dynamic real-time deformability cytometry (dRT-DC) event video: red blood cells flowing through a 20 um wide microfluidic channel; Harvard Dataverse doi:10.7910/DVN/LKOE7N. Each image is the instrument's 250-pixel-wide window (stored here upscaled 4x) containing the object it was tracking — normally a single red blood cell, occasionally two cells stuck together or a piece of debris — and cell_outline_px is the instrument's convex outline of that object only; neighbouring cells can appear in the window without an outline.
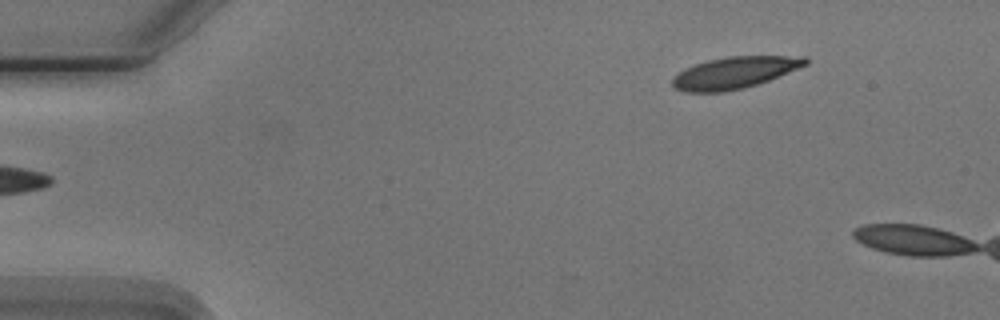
{"species": "Egyptian fruit bat (a non-hibernating species)", "species_latin": "Rousettus aegyptiacus", "temperature_condition": "cold", "stored_images_in_passage": 4, "camera_frame_rate_fps": 3000, "um_per_image_px": 0.085, "animal": {"sex": "male"}, "frame": {"image": 1, "passage_image": 4, "time_ms": 3.667, "image_size_px": [1000, 320], "cell_outline_px": [[808, 64], [768, 80], [744, 88], [724, 92], [684, 92], [676, 88], [672, 84], [672, 80], [684, 68], [708, 60], [728, 56], [804, 56], [808, 60]], "centroid_in_image_um": [62.43, 6.17], "position_along_channel_um": 22.6, "area_um2": 24.33}}